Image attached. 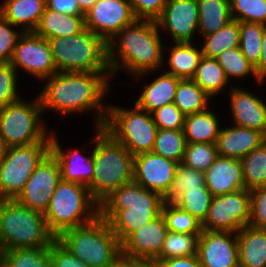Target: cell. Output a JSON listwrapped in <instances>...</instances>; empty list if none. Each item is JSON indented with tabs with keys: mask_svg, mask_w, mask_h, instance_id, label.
<instances>
[{
	"mask_svg": "<svg viewBox=\"0 0 266 267\" xmlns=\"http://www.w3.org/2000/svg\"><path fill=\"white\" fill-rule=\"evenodd\" d=\"M110 74L111 72H57L48 78L39 95L42 110L51 108L69 114L97 108L100 110L96 126L103 127L107 110L102 108L101 100L108 91Z\"/></svg>",
	"mask_w": 266,
	"mask_h": 267,
	"instance_id": "6da1fadb",
	"label": "cell"
},
{
	"mask_svg": "<svg viewBox=\"0 0 266 267\" xmlns=\"http://www.w3.org/2000/svg\"><path fill=\"white\" fill-rule=\"evenodd\" d=\"M163 197L132 181L115 189L99 206L100 216L122 243L132 232L161 215Z\"/></svg>",
	"mask_w": 266,
	"mask_h": 267,
	"instance_id": "7a4b0ae2",
	"label": "cell"
},
{
	"mask_svg": "<svg viewBox=\"0 0 266 267\" xmlns=\"http://www.w3.org/2000/svg\"><path fill=\"white\" fill-rule=\"evenodd\" d=\"M157 26L156 21L136 19L107 43V61L112 74L123 65L128 72L137 75L155 70L162 65V44ZM116 36L120 37V44L117 46L123 63L122 66L115 58L116 45L114 40H117Z\"/></svg>",
	"mask_w": 266,
	"mask_h": 267,
	"instance_id": "3957f363",
	"label": "cell"
},
{
	"mask_svg": "<svg viewBox=\"0 0 266 267\" xmlns=\"http://www.w3.org/2000/svg\"><path fill=\"white\" fill-rule=\"evenodd\" d=\"M92 150L94 173L88 190L100 204L115 189L133 181L134 156L102 127H96Z\"/></svg>",
	"mask_w": 266,
	"mask_h": 267,
	"instance_id": "277c9868",
	"label": "cell"
},
{
	"mask_svg": "<svg viewBox=\"0 0 266 267\" xmlns=\"http://www.w3.org/2000/svg\"><path fill=\"white\" fill-rule=\"evenodd\" d=\"M90 267H111L121 256V243L100 215L91 223L69 228L56 238Z\"/></svg>",
	"mask_w": 266,
	"mask_h": 267,
	"instance_id": "5b68a950",
	"label": "cell"
},
{
	"mask_svg": "<svg viewBox=\"0 0 266 267\" xmlns=\"http://www.w3.org/2000/svg\"><path fill=\"white\" fill-rule=\"evenodd\" d=\"M55 239L43 213L16 200L0 201V244L3 251L46 247Z\"/></svg>",
	"mask_w": 266,
	"mask_h": 267,
	"instance_id": "8992f818",
	"label": "cell"
},
{
	"mask_svg": "<svg viewBox=\"0 0 266 267\" xmlns=\"http://www.w3.org/2000/svg\"><path fill=\"white\" fill-rule=\"evenodd\" d=\"M47 41L58 72H110L107 43L87 28L69 37Z\"/></svg>",
	"mask_w": 266,
	"mask_h": 267,
	"instance_id": "52a82bcc",
	"label": "cell"
},
{
	"mask_svg": "<svg viewBox=\"0 0 266 267\" xmlns=\"http://www.w3.org/2000/svg\"><path fill=\"white\" fill-rule=\"evenodd\" d=\"M94 206L98 208L93 209ZM99 206L100 204L93 198L88 187L61 180L55 188L44 217L48 229L57 238L69 228L83 226L94 221L100 215ZM88 211L92 212L88 213ZM83 214L88 215L83 219L81 218Z\"/></svg>",
	"mask_w": 266,
	"mask_h": 267,
	"instance_id": "ba28073f",
	"label": "cell"
},
{
	"mask_svg": "<svg viewBox=\"0 0 266 267\" xmlns=\"http://www.w3.org/2000/svg\"><path fill=\"white\" fill-rule=\"evenodd\" d=\"M105 110L107 117L102 128L115 141L125 146L133 156L152 152L158 128L151 113L136 104L131 111L117 106Z\"/></svg>",
	"mask_w": 266,
	"mask_h": 267,
	"instance_id": "9c48e42d",
	"label": "cell"
},
{
	"mask_svg": "<svg viewBox=\"0 0 266 267\" xmlns=\"http://www.w3.org/2000/svg\"><path fill=\"white\" fill-rule=\"evenodd\" d=\"M50 150V141L7 148L5 155L0 159L2 200H15L18 197L35 168Z\"/></svg>",
	"mask_w": 266,
	"mask_h": 267,
	"instance_id": "30bf717a",
	"label": "cell"
},
{
	"mask_svg": "<svg viewBox=\"0 0 266 267\" xmlns=\"http://www.w3.org/2000/svg\"><path fill=\"white\" fill-rule=\"evenodd\" d=\"M22 102L19 99L0 108V134L6 146H25L50 141L39 121L43 111L39 97L31 104Z\"/></svg>",
	"mask_w": 266,
	"mask_h": 267,
	"instance_id": "8fae6325",
	"label": "cell"
},
{
	"mask_svg": "<svg viewBox=\"0 0 266 267\" xmlns=\"http://www.w3.org/2000/svg\"><path fill=\"white\" fill-rule=\"evenodd\" d=\"M250 221V191L244 189L213 196L208 214L202 223L206 231L237 233Z\"/></svg>",
	"mask_w": 266,
	"mask_h": 267,
	"instance_id": "7c38bea8",
	"label": "cell"
},
{
	"mask_svg": "<svg viewBox=\"0 0 266 267\" xmlns=\"http://www.w3.org/2000/svg\"><path fill=\"white\" fill-rule=\"evenodd\" d=\"M60 181L59 164L56 158L49 153L35 168L24 189L15 200L31 210L45 214Z\"/></svg>",
	"mask_w": 266,
	"mask_h": 267,
	"instance_id": "4fadbf2b",
	"label": "cell"
},
{
	"mask_svg": "<svg viewBox=\"0 0 266 267\" xmlns=\"http://www.w3.org/2000/svg\"><path fill=\"white\" fill-rule=\"evenodd\" d=\"M10 64L23 68L41 80L56 74L57 68L47 39L35 32H21Z\"/></svg>",
	"mask_w": 266,
	"mask_h": 267,
	"instance_id": "5bb4252c",
	"label": "cell"
},
{
	"mask_svg": "<svg viewBox=\"0 0 266 267\" xmlns=\"http://www.w3.org/2000/svg\"><path fill=\"white\" fill-rule=\"evenodd\" d=\"M135 20L130 0H98L85 14V28L108 43Z\"/></svg>",
	"mask_w": 266,
	"mask_h": 267,
	"instance_id": "9a60e30c",
	"label": "cell"
},
{
	"mask_svg": "<svg viewBox=\"0 0 266 267\" xmlns=\"http://www.w3.org/2000/svg\"><path fill=\"white\" fill-rule=\"evenodd\" d=\"M177 165V162L153 152L136 155L133 181L164 197L175 178Z\"/></svg>",
	"mask_w": 266,
	"mask_h": 267,
	"instance_id": "2e32d148",
	"label": "cell"
},
{
	"mask_svg": "<svg viewBox=\"0 0 266 267\" xmlns=\"http://www.w3.org/2000/svg\"><path fill=\"white\" fill-rule=\"evenodd\" d=\"M233 232L203 230L198 237L197 257L201 267H239L238 238Z\"/></svg>",
	"mask_w": 266,
	"mask_h": 267,
	"instance_id": "e0dca14e",
	"label": "cell"
},
{
	"mask_svg": "<svg viewBox=\"0 0 266 267\" xmlns=\"http://www.w3.org/2000/svg\"><path fill=\"white\" fill-rule=\"evenodd\" d=\"M168 232L162 214L155 220L132 232L121 243V255L153 262L160 253Z\"/></svg>",
	"mask_w": 266,
	"mask_h": 267,
	"instance_id": "ac0fdd59",
	"label": "cell"
},
{
	"mask_svg": "<svg viewBox=\"0 0 266 267\" xmlns=\"http://www.w3.org/2000/svg\"><path fill=\"white\" fill-rule=\"evenodd\" d=\"M156 22L170 31L175 43L191 42L199 25L197 0H168Z\"/></svg>",
	"mask_w": 266,
	"mask_h": 267,
	"instance_id": "d6986e66",
	"label": "cell"
},
{
	"mask_svg": "<svg viewBox=\"0 0 266 267\" xmlns=\"http://www.w3.org/2000/svg\"><path fill=\"white\" fill-rule=\"evenodd\" d=\"M205 186L213 196L245 188L240 159L218 156L204 172Z\"/></svg>",
	"mask_w": 266,
	"mask_h": 267,
	"instance_id": "ffe728a7",
	"label": "cell"
},
{
	"mask_svg": "<svg viewBox=\"0 0 266 267\" xmlns=\"http://www.w3.org/2000/svg\"><path fill=\"white\" fill-rule=\"evenodd\" d=\"M264 142L266 136L262 132L235 125L220 130L216 146L219 156L241 159Z\"/></svg>",
	"mask_w": 266,
	"mask_h": 267,
	"instance_id": "44dd1931",
	"label": "cell"
},
{
	"mask_svg": "<svg viewBox=\"0 0 266 267\" xmlns=\"http://www.w3.org/2000/svg\"><path fill=\"white\" fill-rule=\"evenodd\" d=\"M231 111L235 124L255 129L266 136V105L257 96L239 89H232Z\"/></svg>",
	"mask_w": 266,
	"mask_h": 267,
	"instance_id": "7402d4cb",
	"label": "cell"
},
{
	"mask_svg": "<svg viewBox=\"0 0 266 267\" xmlns=\"http://www.w3.org/2000/svg\"><path fill=\"white\" fill-rule=\"evenodd\" d=\"M50 153L56 158L59 167L61 180L75 182L88 187L94 173L93 156H83L80 151L65 153L54 135L50 134Z\"/></svg>",
	"mask_w": 266,
	"mask_h": 267,
	"instance_id": "603a6c76",
	"label": "cell"
},
{
	"mask_svg": "<svg viewBox=\"0 0 266 267\" xmlns=\"http://www.w3.org/2000/svg\"><path fill=\"white\" fill-rule=\"evenodd\" d=\"M237 238L239 267H266V230L245 225Z\"/></svg>",
	"mask_w": 266,
	"mask_h": 267,
	"instance_id": "cb8c5ba5",
	"label": "cell"
},
{
	"mask_svg": "<svg viewBox=\"0 0 266 267\" xmlns=\"http://www.w3.org/2000/svg\"><path fill=\"white\" fill-rule=\"evenodd\" d=\"M46 8V0H7L0 14L13 26L23 25V32H34Z\"/></svg>",
	"mask_w": 266,
	"mask_h": 267,
	"instance_id": "d4e9b609",
	"label": "cell"
},
{
	"mask_svg": "<svg viewBox=\"0 0 266 267\" xmlns=\"http://www.w3.org/2000/svg\"><path fill=\"white\" fill-rule=\"evenodd\" d=\"M181 79L172 74L165 73L147 84L136 105L149 113L164 105L174 103L176 89Z\"/></svg>",
	"mask_w": 266,
	"mask_h": 267,
	"instance_id": "484cf974",
	"label": "cell"
},
{
	"mask_svg": "<svg viewBox=\"0 0 266 267\" xmlns=\"http://www.w3.org/2000/svg\"><path fill=\"white\" fill-rule=\"evenodd\" d=\"M85 29V16L64 15L45 8L39 25L34 31L37 35L50 39L54 37H69Z\"/></svg>",
	"mask_w": 266,
	"mask_h": 267,
	"instance_id": "4316f807",
	"label": "cell"
},
{
	"mask_svg": "<svg viewBox=\"0 0 266 267\" xmlns=\"http://www.w3.org/2000/svg\"><path fill=\"white\" fill-rule=\"evenodd\" d=\"M219 122L212 111L185 115L183 132L186 143L216 144L220 133Z\"/></svg>",
	"mask_w": 266,
	"mask_h": 267,
	"instance_id": "83f0119b",
	"label": "cell"
},
{
	"mask_svg": "<svg viewBox=\"0 0 266 267\" xmlns=\"http://www.w3.org/2000/svg\"><path fill=\"white\" fill-rule=\"evenodd\" d=\"M198 29L203 36L217 32L232 20L230 0H197Z\"/></svg>",
	"mask_w": 266,
	"mask_h": 267,
	"instance_id": "f1b7e54d",
	"label": "cell"
},
{
	"mask_svg": "<svg viewBox=\"0 0 266 267\" xmlns=\"http://www.w3.org/2000/svg\"><path fill=\"white\" fill-rule=\"evenodd\" d=\"M171 50L168 63L172 70L167 73L180 79H192L203 57L202 49L194 48L191 42H176Z\"/></svg>",
	"mask_w": 266,
	"mask_h": 267,
	"instance_id": "f546056e",
	"label": "cell"
},
{
	"mask_svg": "<svg viewBox=\"0 0 266 267\" xmlns=\"http://www.w3.org/2000/svg\"><path fill=\"white\" fill-rule=\"evenodd\" d=\"M204 37L205 43L202 47L203 56L216 58L224 51L240 46L239 22L232 19L217 32Z\"/></svg>",
	"mask_w": 266,
	"mask_h": 267,
	"instance_id": "4dcf8cb0",
	"label": "cell"
},
{
	"mask_svg": "<svg viewBox=\"0 0 266 267\" xmlns=\"http://www.w3.org/2000/svg\"><path fill=\"white\" fill-rule=\"evenodd\" d=\"M210 96L192 79H181L176 89L174 105L184 114H193L207 109Z\"/></svg>",
	"mask_w": 266,
	"mask_h": 267,
	"instance_id": "1f68e13d",
	"label": "cell"
},
{
	"mask_svg": "<svg viewBox=\"0 0 266 267\" xmlns=\"http://www.w3.org/2000/svg\"><path fill=\"white\" fill-rule=\"evenodd\" d=\"M192 80L210 97L220 92L229 81L215 58L202 57Z\"/></svg>",
	"mask_w": 266,
	"mask_h": 267,
	"instance_id": "d6a6232c",
	"label": "cell"
},
{
	"mask_svg": "<svg viewBox=\"0 0 266 267\" xmlns=\"http://www.w3.org/2000/svg\"><path fill=\"white\" fill-rule=\"evenodd\" d=\"M246 190L266 186V142L240 159Z\"/></svg>",
	"mask_w": 266,
	"mask_h": 267,
	"instance_id": "836d02e7",
	"label": "cell"
},
{
	"mask_svg": "<svg viewBox=\"0 0 266 267\" xmlns=\"http://www.w3.org/2000/svg\"><path fill=\"white\" fill-rule=\"evenodd\" d=\"M200 234H187L168 231L162 249L153 263L177 257L197 255V242Z\"/></svg>",
	"mask_w": 266,
	"mask_h": 267,
	"instance_id": "e575fe53",
	"label": "cell"
},
{
	"mask_svg": "<svg viewBox=\"0 0 266 267\" xmlns=\"http://www.w3.org/2000/svg\"><path fill=\"white\" fill-rule=\"evenodd\" d=\"M2 263L6 267H51L50 245L4 250Z\"/></svg>",
	"mask_w": 266,
	"mask_h": 267,
	"instance_id": "d590c367",
	"label": "cell"
},
{
	"mask_svg": "<svg viewBox=\"0 0 266 267\" xmlns=\"http://www.w3.org/2000/svg\"><path fill=\"white\" fill-rule=\"evenodd\" d=\"M186 144L183 129H158L152 152L181 163Z\"/></svg>",
	"mask_w": 266,
	"mask_h": 267,
	"instance_id": "8d00e7d4",
	"label": "cell"
},
{
	"mask_svg": "<svg viewBox=\"0 0 266 267\" xmlns=\"http://www.w3.org/2000/svg\"><path fill=\"white\" fill-rule=\"evenodd\" d=\"M204 186V172L192 169L183 163H178L175 178L172 181L168 192L163 197V203H174L183 192L202 188Z\"/></svg>",
	"mask_w": 266,
	"mask_h": 267,
	"instance_id": "74e56055",
	"label": "cell"
},
{
	"mask_svg": "<svg viewBox=\"0 0 266 267\" xmlns=\"http://www.w3.org/2000/svg\"><path fill=\"white\" fill-rule=\"evenodd\" d=\"M240 49L245 58L254 66L259 63L262 38L266 25L254 22H239Z\"/></svg>",
	"mask_w": 266,
	"mask_h": 267,
	"instance_id": "f35d334b",
	"label": "cell"
},
{
	"mask_svg": "<svg viewBox=\"0 0 266 267\" xmlns=\"http://www.w3.org/2000/svg\"><path fill=\"white\" fill-rule=\"evenodd\" d=\"M161 214L168 231L187 234H201L203 231L200 221L174 203H163Z\"/></svg>",
	"mask_w": 266,
	"mask_h": 267,
	"instance_id": "ab89813d",
	"label": "cell"
},
{
	"mask_svg": "<svg viewBox=\"0 0 266 267\" xmlns=\"http://www.w3.org/2000/svg\"><path fill=\"white\" fill-rule=\"evenodd\" d=\"M212 199L213 195L206 186H204L202 188L183 192L174 204L203 223L208 214Z\"/></svg>",
	"mask_w": 266,
	"mask_h": 267,
	"instance_id": "60d3db41",
	"label": "cell"
},
{
	"mask_svg": "<svg viewBox=\"0 0 266 267\" xmlns=\"http://www.w3.org/2000/svg\"><path fill=\"white\" fill-rule=\"evenodd\" d=\"M218 156L216 144L187 143L181 163L197 171L205 172Z\"/></svg>",
	"mask_w": 266,
	"mask_h": 267,
	"instance_id": "b9f144b4",
	"label": "cell"
},
{
	"mask_svg": "<svg viewBox=\"0 0 266 267\" xmlns=\"http://www.w3.org/2000/svg\"><path fill=\"white\" fill-rule=\"evenodd\" d=\"M215 59L223 68L228 80L230 76L244 77L252 73L257 81L262 82L256 73L255 66L245 58L240 47L226 50Z\"/></svg>",
	"mask_w": 266,
	"mask_h": 267,
	"instance_id": "7bdbcfd3",
	"label": "cell"
},
{
	"mask_svg": "<svg viewBox=\"0 0 266 267\" xmlns=\"http://www.w3.org/2000/svg\"><path fill=\"white\" fill-rule=\"evenodd\" d=\"M230 12L232 19L238 22L266 25V0H230Z\"/></svg>",
	"mask_w": 266,
	"mask_h": 267,
	"instance_id": "ee69618b",
	"label": "cell"
},
{
	"mask_svg": "<svg viewBox=\"0 0 266 267\" xmlns=\"http://www.w3.org/2000/svg\"><path fill=\"white\" fill-rule=\"evenodd\" d=\"M151 114L158 129L179 130L184 127L185 115L174 103L157 108Z\"/></svg>",
	"mask_w": 266,
	"mask_h": 267,
	"instance_id": "f6af8a7d",
	"label": "cell"
},
{
	"mask_svg": "<svg viewBox=\"0 0 266 267\" xmlns=\"http://www.w3.org/2000/svg\"><path fill=\"white\" fill-rule=\"evenodd\" d=\"M16 72L10 63H0V108L20 99L16 94Z\"/></svg>",
	"mask_w": 266,
	"mask_h": 267,
	"instance_id": "bcb514c9",
	"label": "cell"
},
{
	"mask_svg": "<svg viewBox=\"0 0 266 267\" xmlns=\"http://www.w3.org/2000/svg\"><path fill=\"white\" fill-rule=\"evenodd\" d=\"M249 225L266 230V186L250 190Z\"/></svg>",
	"mask_w": 266,
	"mask_h": 267,
	"instance_id": "7dc6e473",
	"label": "cell"
},
{
	"mask_svg": "<svg viewBox=\"0 0 266 267\" xmlns=\"http://www.w3.org/2000/svg\"><path fill=\"white\" fill-rule=\"evenodd\" d=\"M13 25L0 14V63H10L21 35L10 28Z\"/></svg>",
	"mask_w": 266,
	"mask_h": 267,
	"instance_id": "c3c4849f",
	"label": "cell"
},
{
	"mask_svg": "<svg viewBox=\"0 0 266 267\" xmlns=\"http://www.w3.org/2000/svg\"><path fill=\"white\" fill-rule=\"evenodd\" d=\"M168 0H130L136 19L156 21Z\"/></svg>",
	"mask_w": 266,
	"mask_h": 267,
	"instance_id": "681fc988",
	"label": "cell"
},
{
	"mask_svg": "<svg viewBox=\"0 0 266 267\" xmlns=\"http://www.w3.org/2000/svg\"><path fill=\"white\" fill-rule=\"evenodd\" d=\"M51 267H90L74 256L57 239L50 244Z\"/></svg>",
	"mask_w": 266,
	"mask_h": 267,
	"instance_id": "f907efd6",
	"label": "cell"
},
{
	"mask_svg": "<svg viewBox=\"0 0 266 267\" xmlns=\"http://www.w3.org/2000/svg\"><path fill=\"white\" fill-rule=\"evenodd\" d=\"M46 8L64 15L85 16L77 0H46Z\"/></svg>",
	"mask_w": 266,
	"mask_h": 267,
	"instance_id": "816d5d0a",
	"label": "cell"
},
{
	"mask_svg": "<svg viewBox=\"0 0 266 267\" xmlns=\"http://www.w3.org/2000/svg\"><path fill=\"white\" fill-rule=\"evenodd\" d=\"M160 267H201L197 255L162 260Z\"/></svg>",
	"mask_w": 266,
	"mask_h": 267,
	"instance_id": "f5cc1de1",
	"label": "cell"
},
{
	"mask_svg": "<svg viewBox=\"0 0 266 267\" xmlns=\"http://www.w3.org/2000/svg\"><path fill=\"white\" fill-rule=\"evenodd\" d=\"M258 77L263 81L266 76V30L262 38V48L259 63L255 66Z\"/></svg>",
	"mask_w": 266,
	"mask_h": 267,
	"instance_id": "db71d44e",
	"label": "cell"
},
{
	"mask_svg": "<svg viewBox=\"0 0 266 267\" xmlns=\"http://www.w3.org/2000/svg\"><path fill=\"white\" fill-rule=\"evenodd\" d=\"M148 261L128 258L121 255L111 267H144Z\"/></svg>",
	"mask_w": 266,
	"mask_h": 267,
	"instance_id": "11a10c76",
	"label": "cell"
},
{
	"mask_svg": "<svg viewBox=\"0 0 266 267\" xmlns=\"http://www.w3.org/2000/svg\"><path fill=\"white\" fill-rule=\"evenodd\" d=\"M98 0H77L79 8L86 14Z\"/></svg>",
	"mask_w": 266,
	"mask_h": 267,
	"instance_id": "9f6ffc18",
	"label": "cell"
},
{
	"mask_svg": "<svg viewBox=\"0 0 266 267\" xmlns=\"http://www.w3.org/2000/svg\"><path fill=\"white\" fill-rule=\"evenodd\" d=\"M7 148L8 147L6 146L4 142V138L0 134V159L5 155Z\"/></svg>",
	"mask_w": 266,
	"mask_h": 267,
	"instance_id": "6f0895ef",
	"label": "cell"
},
{
	"mask_svg": "<svg viewBox=\"0 0 266 267\" xmlns=\"http://www.w3.org/2000/svg\"><path fill=\"white\" fill-rule=\"evenodd\" d=\"M144 267H160V265L153 262H148Z\"/></svg>",
	"mask_w": 266,
	"mask_h": 267,
	"instance_id": "680465c9",
	"label": "cell"
},
{
	"mask_svg": "<svg viewBox=\"0 0 266 267\" xmlns=\"http://www.w3.org/2000/svg\"><path fill=\"white\" fill-rule=\"evenodd\" d=\"M2 257H3V249L0 244V263H2Z\"/></svg>",
	"mask_w": 266,
	"mask_h": 267,
	"instance_id": "91938a15",
	"label": "cell"
},
{
	"mask_svg": "<svg viewBox=\"0 0 266 267\" xmlns=\"http://www.w3.org/2000/svg\"><path fill=\"white\" fill-rule=\"evenodd\" d=\"M0 267H6L3 263H0Z\"/></svg>",
	"mask_w": 266,
	"mask_h": 267,
	"instance_id": "94428289",
	"label": "cell"
}]
</instances>
